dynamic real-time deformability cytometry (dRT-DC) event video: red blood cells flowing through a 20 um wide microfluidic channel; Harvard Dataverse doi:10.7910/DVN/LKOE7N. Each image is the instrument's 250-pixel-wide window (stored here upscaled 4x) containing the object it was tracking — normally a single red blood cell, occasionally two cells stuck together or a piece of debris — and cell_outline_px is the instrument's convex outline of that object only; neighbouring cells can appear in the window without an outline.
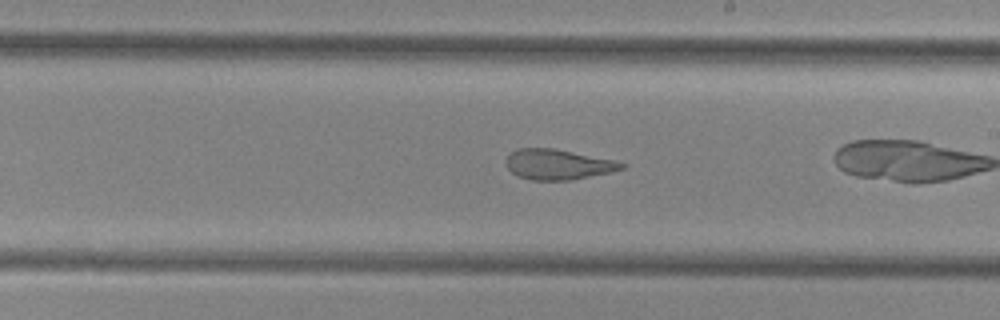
{"species": "common noctule bat (a hibernating species)", "species_latin": "Nyctalus noctula", "temperature_condition": "cold", "stored_images_in_passage": 30, "camera_frame_rate_fps": 3000, "um_per_image_px": 0.085, "animal": {"sex": "female", "body_mass_g": 29.2, "forearm_length_mm": 56.3}, "frame": {"image": 1, "passage_image": 20, "time_ms": 6.333, "image_size_px": [1000, 320], "cell_outline_px": [[628, 168], [612, 172], [572, 180], [532, 180], [516, 176], [504, 164], [504, 160], [516, 148], [556, 148], [612, 160], [628, 164]], "centroid_in_image_um": [47.43, 13.98], "position_along_channel_um": 241.6, "area_um2": 20.69}}